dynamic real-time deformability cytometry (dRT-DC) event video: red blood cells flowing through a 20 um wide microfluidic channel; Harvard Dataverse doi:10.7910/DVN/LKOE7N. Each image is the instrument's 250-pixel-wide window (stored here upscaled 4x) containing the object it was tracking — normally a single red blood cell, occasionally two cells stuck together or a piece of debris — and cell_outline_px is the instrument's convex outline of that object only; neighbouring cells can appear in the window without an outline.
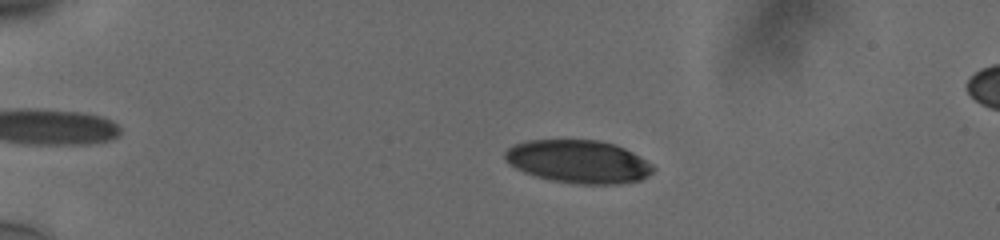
{"species": "human", "species_latin": "Homo sapiens", "temperature_condition": "cold", "stored_images_in_passage": 57, "camera_frame_rate_fps": 3000, "um_per_image_px": 0.085, "donor": {"sex": "male"}, "frame": {"image": 1, "passage_image": 14, "time_ms": 4.333, "image_size_px": [1000, 240], "cell_outline_px": [[656, 168], [648, 176], [640, 180], [620, 184], [576, 184], [552, 180], [536, 176], [524, 172], [508, 164], [504, 160], [504, 152], [508, 148], [516, 144], [528, 140], [600, 140], [624, 148], [632, 152], [652, 164]], "centroid_in_image_um": [49.16, 13.74], "position_along_channel_um": 35.8, "area_um2": 37.17}}
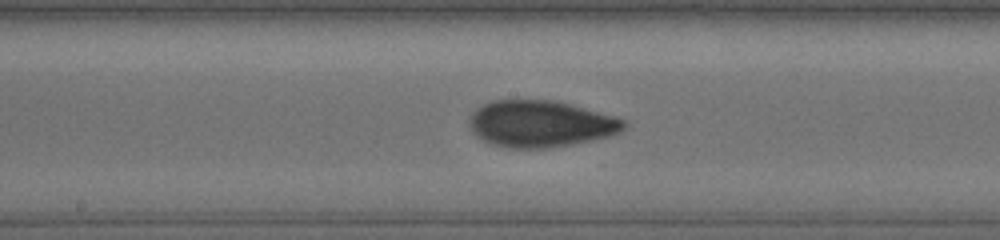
{"frame": {"image": 2, "passage_image": 33, "time_ms": 10.667, "image_size_px": [1000, 240], "cell_outline_px": [[628, 124], [620, 132], [608, 136], [592, 140], [572, 144], [548, 148], [508, 148], [492, 144], [476, 136], [472, 132], [468, 124], [468, 120], [472, 112], [476, 108], [484, 104], [496, 100], [552, 100], [616, 116], [628, 120]], "centroid_in_image_um": [45.94, 10.53], "position_along_channel_um": 202.3, "area_um2": 42.08}}
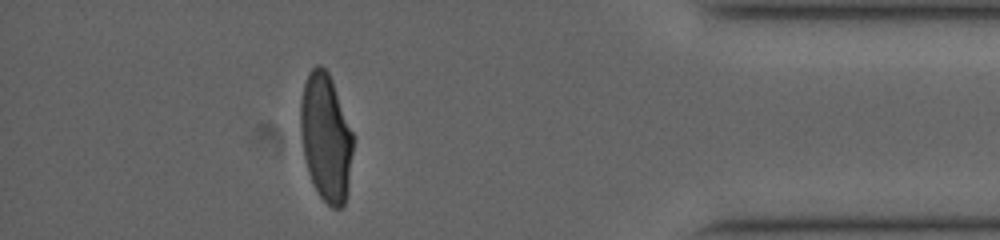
{"frame": {"image": 3, "passage_image": 52, "time_ms": 17.0, "image_size_px": [1000, 240], "cell_outline_px": [[352, 152], [348, 192], [344, 204], [340, 208], [332, 208], [320, 196], [308, 172], [304, 160], [300, 136], [300, 100], [304, 84], [308, 72], [316, 64], [320, 64], [328, 72], [332, 80], [352, 132]], "centroid_in_image_um": [27.67, 11.67], "position_along_channel_um": 407.5, "area_um2": 39.07}, "authors_computed_cell_mechanics": {"area_um2": 39.882, "velocity_mm_per_s": 3.7671, "shape_relaxation_time_tau1_ms": 5.3947, "shape_relaxation_time_tau2_ms": 1.4944, "deformation_change_tau1": 0.205, "deformation_change_tau2": 0.0566}}